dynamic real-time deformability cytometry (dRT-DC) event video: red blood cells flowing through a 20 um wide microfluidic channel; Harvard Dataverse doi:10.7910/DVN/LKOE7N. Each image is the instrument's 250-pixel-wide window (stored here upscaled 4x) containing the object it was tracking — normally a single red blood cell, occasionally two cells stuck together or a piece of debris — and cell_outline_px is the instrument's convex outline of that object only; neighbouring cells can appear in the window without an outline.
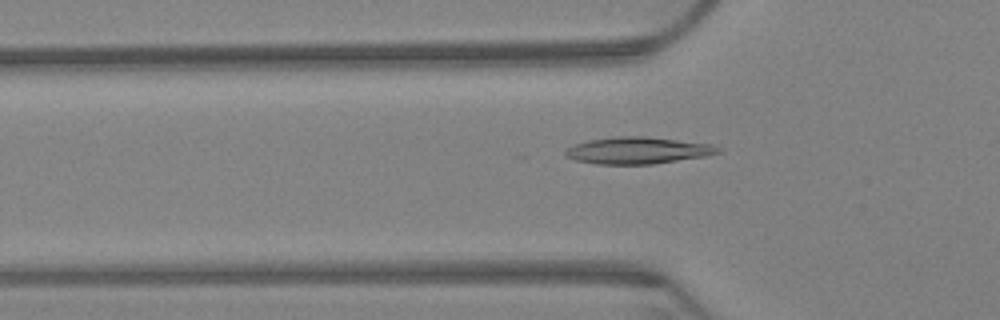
{"species": "Egyptian fruit bat (a non-hibernating species)", "species_latin": "Rousettus aegyptiacus", "temperature_condition": "warm", "stored_images_in_passage": 64, "camera_frame_rate_fps": 3000, "um_per_image_px": 0.085, "animal": {"sex": "female"}, "frame": {"image": 1, "passage_image": 21, "time_ms": 6.667, "image_size_px": [1000, 320], "cell_outline_px": [[724, 152], [708, 156], [652, 164], [596, 164], [576, 160], [564, 156], [564, 152], [568, 148], [576, 144], [588, 140], [616, 136], [644, 136], [712, 144], [720, 148]], "centroid_in_image_um": [54.25, 12.79], "position_along_channel_um": 71.6, "area_um2": 23.93}}
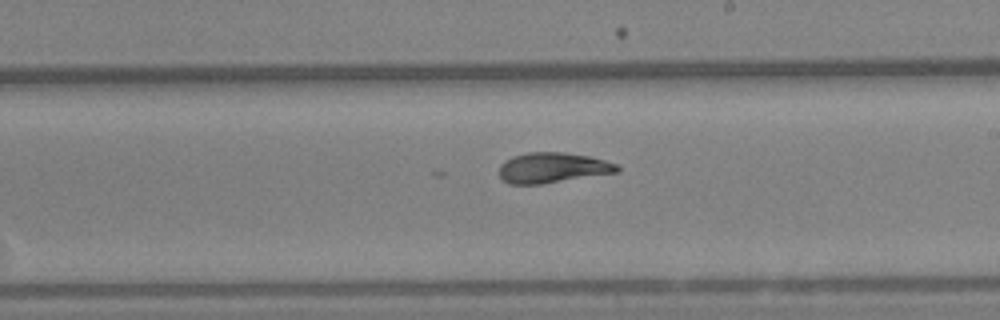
{"frame": {"image": 2, "passage_image": 37, "time_ms": 12.0, "image_size_px": [1000, 320], "cell_outline_px": [[620, 172], [540, 184], [508, 184], [500, 176], [500, 164], [504, 160], [512, 156], [528, 152], [564, 152], [588, 156], [620, 164]], "centroid_in_image_um": [46.99, 14.25], "position_along_channel_um": 242.0, "area_um2": 20.98}}
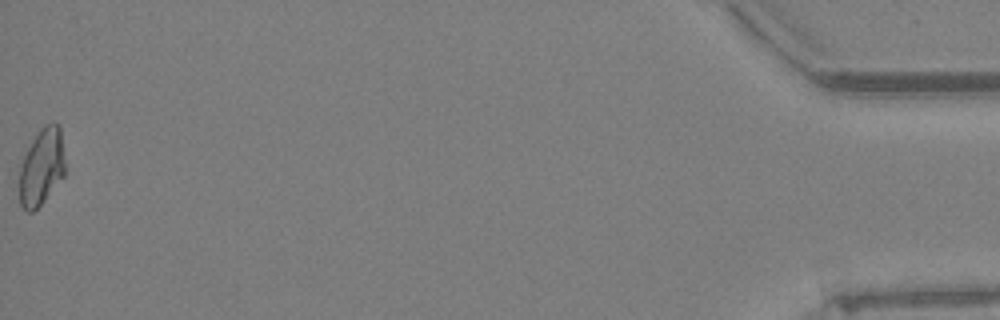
{"frame": {"image": 3, "passage_image": 64, "time_ms": 21.0, "image_size_px": [1000, 320], "cell_outline_px": [[64, 176], [44, 200], [32, 212], [28, 212], [20, 204], [20, 164], [32, 140], [40, 128], [44, 124], [52, 120], [60, 124], [64, 160]], "centroid_in_image_um": [3.55, 14.13], "position_along_channel_um": 431.7, "area_um2": 20.4}, "authors_computed_cell_mechanics": {"area_um2": 21.6461, "velocity_mm_per_s": 3.2068, "shape_relaxation_time_tau1_ms": null, "shape_relaxation_time_tau2_ms": 2.3571, "deformation_change_tau1": null, "deformation_change_tau2": 0.074}}